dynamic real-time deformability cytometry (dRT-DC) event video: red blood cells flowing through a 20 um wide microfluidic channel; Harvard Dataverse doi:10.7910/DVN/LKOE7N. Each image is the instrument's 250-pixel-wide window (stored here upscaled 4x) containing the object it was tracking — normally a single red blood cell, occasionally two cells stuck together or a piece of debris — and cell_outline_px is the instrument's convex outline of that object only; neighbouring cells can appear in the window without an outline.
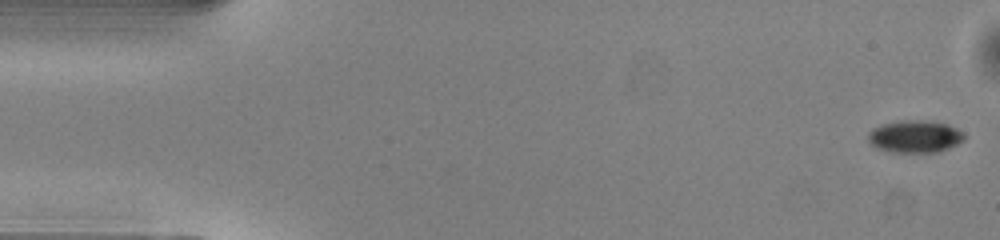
{"species": "common noctule bat (a hibernating species)", "species_latin": "Nyctalus noctula", "temperature_condition": "warm", "stored_images_in_passage": 50, "camera_frame_rate_fps": 3000, "um_per_image_px": 0.085, "animal": {"sex": "male", "body_mass_g": 13.0, "forearm_length_mm": 53.1}, "frame": {"image": 1, "passage_image": 1, "time_ms": 0.0, "image_size_px": [1000, 240], "cell_outline_px": [[964, 140], [940, 152], [888, 152], [876, 148], [868, 140], [868, 132], [872, 128], [880, 124], [900, 120], [920, 120], [948, 124], [964, 132]], "centroid_in_image_um": [77.74, 11.6], "position_along_channel_um": 7.3, "area_um2": 18.26}}
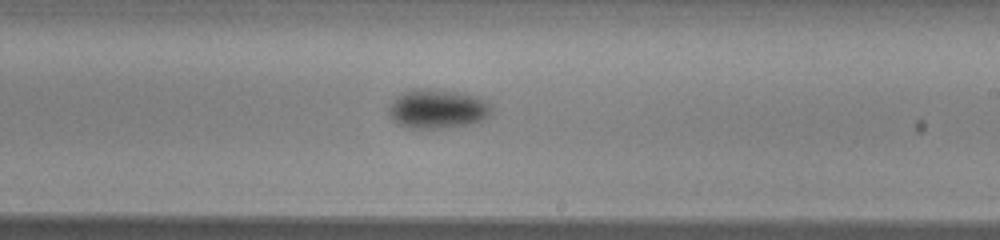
{"frame": {"image": 2, "passage_image": 29, "time_ms": 9.333, "image_size_px": [1000, 240], "cell_outline_px": [[492, 112], [484, 120], [468, 124], [444, 128], [408, 128], [392, 120], [388, 112], [388, 108], [396, 96], [400, 92], [412, 88], [424, 88], [456, 92], [476, 96], [484, 100], [492, 108]], "centroid_in_image_um": [37.15, 9.25], "position_along_channel_um": 251.9, "area_um2": 23.52}}
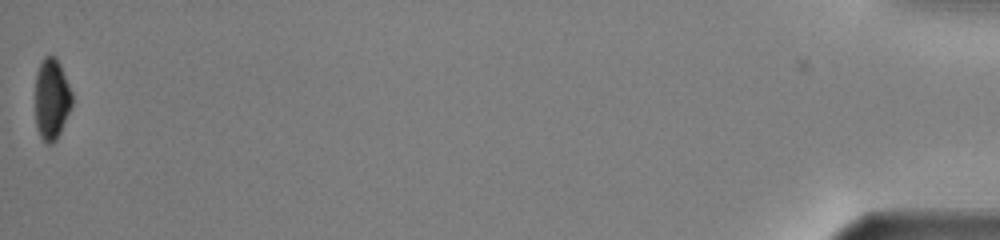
{"frame": {"image": 3, "passage_image": 50, "time_ms": 16.333, "image_size_px": [1000, 240], "cell_outline_px": [[72, 104], [60, 132], [56, 140], [52, 144], [48, 144], [40, 136], [36, 128], [36, 72], [44, 56], [52, 56], [60, 64], [72, 92]], "centroid_in_image_um": [4.39, 8.43], "position_along_channel_um": 430.8, "area_um2": 17.17}, "authors_computed_cell_mechanics": {"area_um2": 20.5479, "velocity_mm_per_s": 4.0866, "shape_relaxation_time_tau1_ms": 2.4671, "shape_relaxation_time_tau2_ms": null, "deformation_change_tau1": 0.092, "deformation_change_tau2": null}}